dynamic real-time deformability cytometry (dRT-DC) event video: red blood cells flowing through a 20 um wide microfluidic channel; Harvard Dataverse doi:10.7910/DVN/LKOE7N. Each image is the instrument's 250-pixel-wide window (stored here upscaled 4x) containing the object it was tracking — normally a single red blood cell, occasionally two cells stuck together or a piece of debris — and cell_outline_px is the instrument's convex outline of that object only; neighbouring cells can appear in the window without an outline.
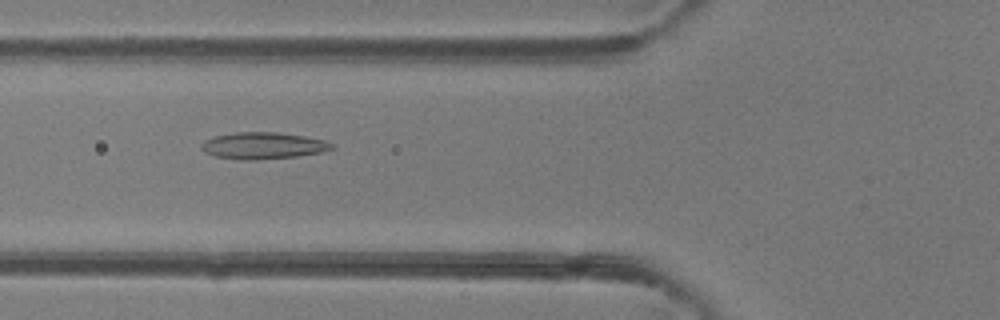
{"species": "common noctule bat (a hibernating species)", "species_latin": "Nyctalus noctula", "temperature_condition": "room temperature", "stored_images_in_passage": 48, "camera_frame_rate_fps": 3000, "um_per_image_px": 0.085, "animal": {"sex": "female"}, "frame": {"image": 1, "passage_image": 18, "time_ms": 5.667, "image_size_px": [1000, 320], "cell_outline_px": [[332, 148], [320, 152], [296, 156], [256, 160], [240, 160], [216, 156], [204, 152], [200, 148], [200, 144], [204, 140], [212, 136], [236, 132], [276, 132], [304, 136], [324, 140], [332, 144]], "centroid_in_image_um": [22.27, 12.37], "position_along_channel_um": 103.5, "area_um2": 20.23}}
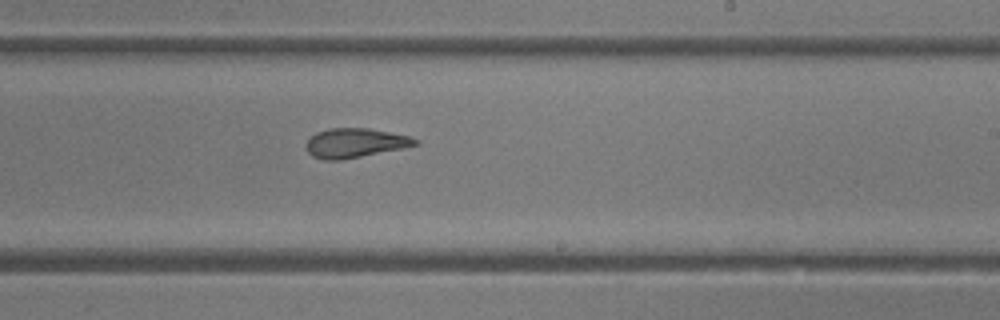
{"frame": {"image": 2, "passage_image": 29, "time_ms": 9.333, "image_size_px": [1000, 320], "cell_outline_px": [[420, 144], [404, 148], [340, 160], [324, 160], [312, 156], [308, 152], [308, 140], [316, 132], [328, 128], [368, 128], [408, 136], [420, 140]], "centroid_in_image_um": [30.21, 12.15], "position_along_channel_um": 258.8, "area_um2": 18.5}}
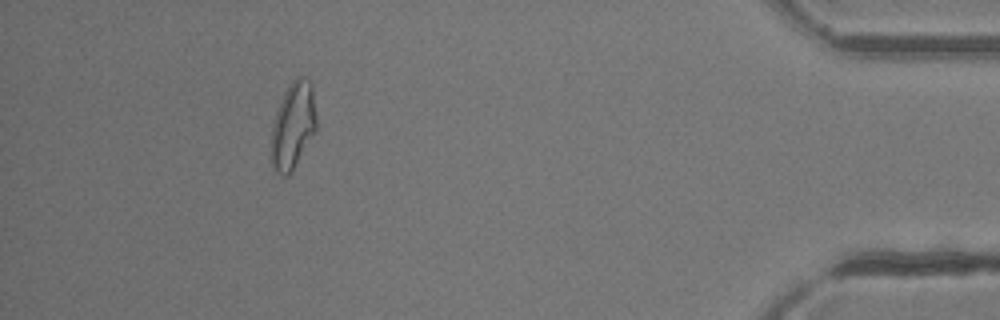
{"frame": {"image": 3, "passage_image": 44, "time_ms": 14.333, "image_size_px": [1000, 320], "cell_outline_px": [[316, 132], [292, 172], [288, 176], [280, 176], [272, 168], [272, 124], [276, 112], [284, 92], [288, 84], [296, 76], [304, 76], [312, 84], [316, 116]], "centroid_in_image_um": [24.92, 10.68], "position_along_channel_um": 410.3, "area_um2": 23.12}, "authors_computed_cell_mechanics": {"area_um2": 20.8947, "velocity_mm_per_s": 4.2355, "shape_relaxation_time_tau1_ms": 11.0516, "shape_relaxation_time_tau2_ms": 2.7119, "deformation_change_tau1": 0.261, "deformation_change_tau2": 0.1152}}